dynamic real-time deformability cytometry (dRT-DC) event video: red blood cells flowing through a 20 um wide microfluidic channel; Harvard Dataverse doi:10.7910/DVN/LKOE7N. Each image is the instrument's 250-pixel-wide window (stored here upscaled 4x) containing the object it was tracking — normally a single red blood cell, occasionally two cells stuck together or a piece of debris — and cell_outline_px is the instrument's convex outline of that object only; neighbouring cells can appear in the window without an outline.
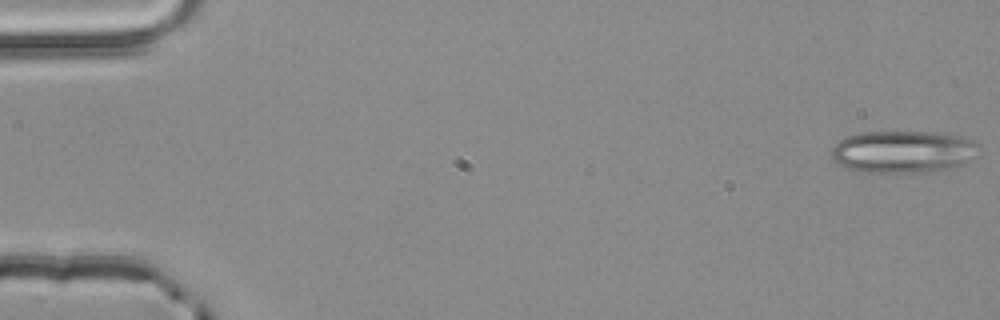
{"species": "common noctule bat (a hibernating species)", "species_latin": "Nyctalus noctula", "temperature_condition": "room temperature", "stored_images_in_passage": 3, "camera_frame_rate_fps": 3000, "um_per_image_px": 0.085, "animal": {"sex": "male", "body_mass_g": 20.4}, "frame": {"image": 1, "passage_image": 1, "time_ms": 0.0, "image_size_px": [1000, 320], "cell_outline_px": [[980, 144], [968, 160], [960, 164], [928, 172], [864, 172], [848, 168], [840, 164], [832, 156], [832, 148], [844, 136], [860, 132], [928, 132], [960, 136], [972, 140]], "centroid_in_image_um": [76.7, 12.88], "position_along_channel_um": 8.3, "area_um2": 35.6}}